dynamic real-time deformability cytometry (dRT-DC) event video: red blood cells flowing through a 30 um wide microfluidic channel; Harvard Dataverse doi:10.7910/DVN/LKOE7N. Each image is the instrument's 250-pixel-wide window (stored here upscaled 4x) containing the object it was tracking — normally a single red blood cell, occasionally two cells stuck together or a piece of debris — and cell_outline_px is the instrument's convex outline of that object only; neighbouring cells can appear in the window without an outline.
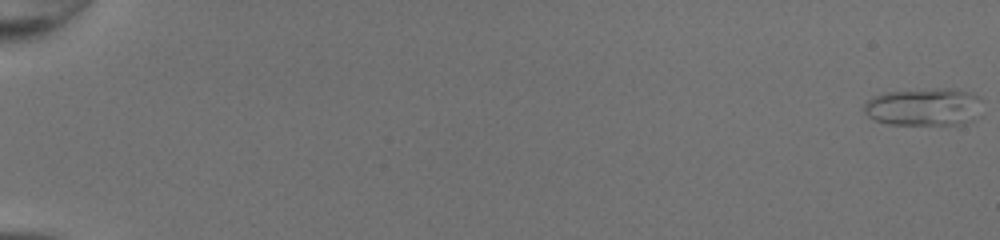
{"species": "common noctule bat (a hibernating species)", "species_latin": "Nyctalus noctula", "temperature_condition": "room temperature", "stored_images_in_passage": 51, "camera_frame_rate_fps": 3000, "um_per_image_px": 0.085, "animal": {"sex": "female", "body_mass_g": 20.0, "forearm_length_mm": 54.0}, "frame": {"image": 1, "passage_image": 1, "time_ms": 0.0, "image_size_px": [1000, 240], "cell_outline_px": [[980, 100], [972, 120], [964, 124], [888, 124], [876, 120], [868, 116], [864, 112], [864, 104], [872, 96], [884, 92], [936, 88], [952, 88], [968, 92], [980, 96]], "centroid_in_image_um": [78.47, 9.07], "position_along_channel_um": 6.5, "area_um2": 25.72}}
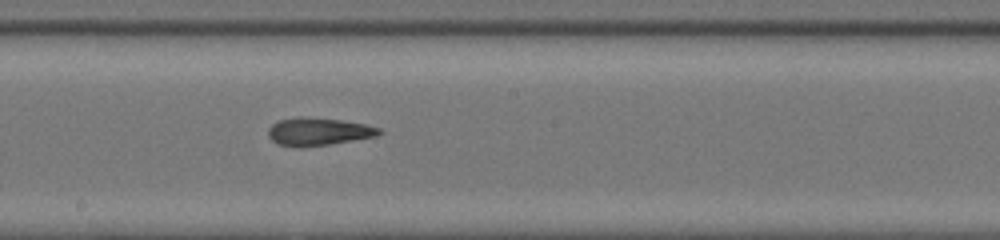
{"frame": {"image": 2, "passage_image": 31, "time_ms": 10.0, "image_size_px": [1000, 240], "cell_outline_px": [[384, 132], [376, 136], [328, 144], [296, 148], [276, 144], [268, 136], [268, 128], [272, 124], [280, 120], [300, 116], [308, 116], [340, 120], [364, 124], [380, 128]], "centroid_in_image_um": [27.02, 11.18], "position_along_channel_um": 221.2, "area_um2": 18.03}}
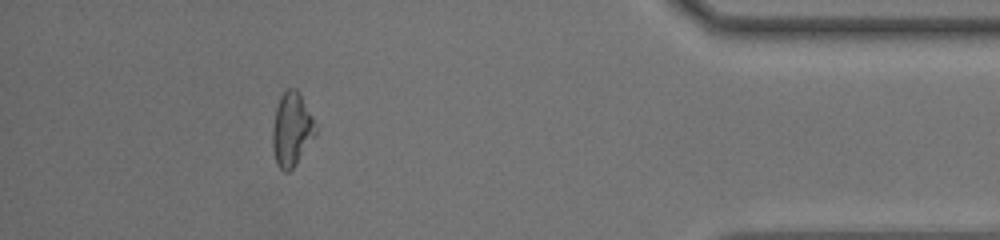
{"frame": {"image": 3, "passage_image": 47, "time_ms": 15.333, "image_size_px": [1000, 240], "cell_outline_px": [[320, 128], [316, 136], [296, 164], [288, 172], [284, 172], [276, 164], [272, 148], [272, 128], [276, 108], [280, 96], [288, 88], [296, 88], [300, 92]], "centroid_in_image_um": [24.84, 10.99], "position_along_channel_um": 410.4, "area_um2": 19.13}, "authors_computed_cell_mechanics": {"area_um2": 18.7272, "velocity_mm_per_s": 4.2895, "shape_relaxation_time_tau1_ms": 10.4008, "shape_relaxation_time_tau2_ms": 3.2137, "deformation_change_tau1": 0.2801, "deformation_change_tau2": 0.108}}